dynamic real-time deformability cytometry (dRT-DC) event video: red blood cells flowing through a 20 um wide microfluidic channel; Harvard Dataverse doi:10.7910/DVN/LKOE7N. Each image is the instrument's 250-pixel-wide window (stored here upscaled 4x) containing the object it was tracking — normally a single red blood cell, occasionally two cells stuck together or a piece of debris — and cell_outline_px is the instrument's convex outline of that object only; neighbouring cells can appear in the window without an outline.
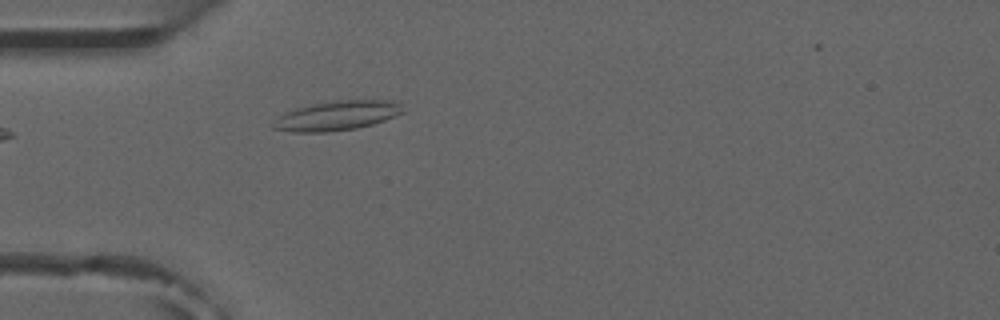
{"species": "common noctule bat (a hibernating species)", "species_latin": "Nyctalus noctula", "temperature_condition": "room temperature", "stored_images_in_passage": 3, "camera_frame_rate_fps": 3000, "um_per_image_px": 0.085, "animal": {"sex": "male", "forearm_length_mm": 52.5}, "frame": {"image": 1, "passage_image": 3, "time_ms": 2.333, "image_size_px": [1000, 320], "cell_outline_px": [[404, 112], [384, 120], [372, 124], [356, 128], [324, 132], [292, 132], [272, 128], [272, 124], [284, 112], [296, 108], [312, 104], [332, 100], [400, 100]], "centroid_in_image_um": [28.67, 9.81], "position_along_channel_um": 56.3, "area_um2": 22.31}}